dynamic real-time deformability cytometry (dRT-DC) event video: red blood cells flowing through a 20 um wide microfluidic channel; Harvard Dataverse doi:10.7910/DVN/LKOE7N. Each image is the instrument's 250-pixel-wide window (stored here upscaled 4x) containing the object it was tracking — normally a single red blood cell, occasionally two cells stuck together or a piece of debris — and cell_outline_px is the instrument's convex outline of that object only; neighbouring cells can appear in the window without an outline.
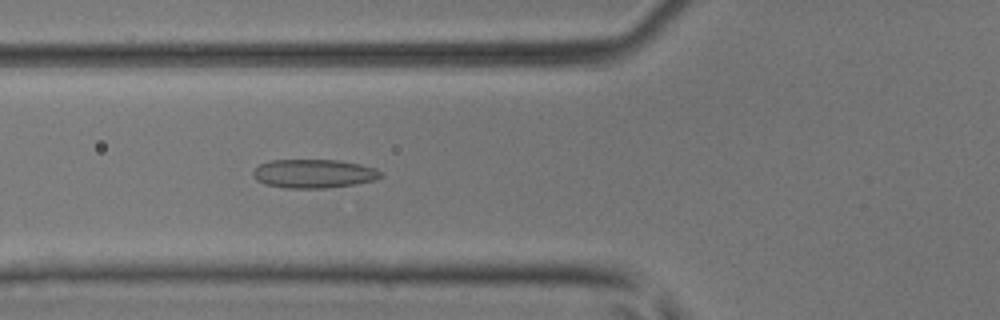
{"species": "common noctule bat (a hibernating species)", "species_latin": "Nyctalus noctula", "temperature_condition": "room temperature", "stored_images_in_passage": 5, "camera_frame_rate_fps": 3000, "um_per_image_px": 0.085, "animal": {"sex": "male", "body_mass_g": 17.9, "forearm_length_mm": 54.2}, "frame": {"image": 1, "passage_image": 5, "time_ms": 1.333, "image_size_px": [1000, 320], "cell_outline_px": [[384, 176], [376, 180], [356, 184], [324, 188], [288, 188], [264, 184], [256, 180], [252, 172], [260, 164], [268, 160], [336, 160], [360, 164], [376, 168]], "centroid_in_image_um": [26.68, 14.76], "position_along_channel_um": 99.1, "area_um2": 21.44}}